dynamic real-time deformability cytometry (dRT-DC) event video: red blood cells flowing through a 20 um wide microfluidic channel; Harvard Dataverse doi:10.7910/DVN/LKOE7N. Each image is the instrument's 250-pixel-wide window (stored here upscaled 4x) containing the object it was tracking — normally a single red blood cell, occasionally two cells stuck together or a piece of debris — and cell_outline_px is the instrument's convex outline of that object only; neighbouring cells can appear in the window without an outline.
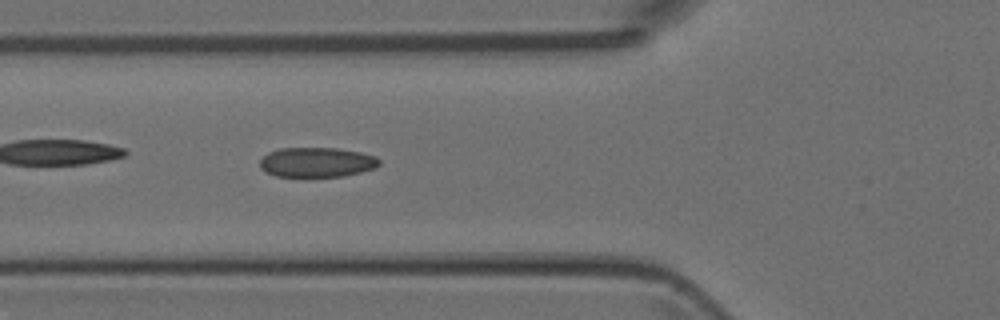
{"species": "Egyptian fruit bat (a non-hibernating species)", "species_latin": "Rousettus aegyptiacus", "temperature_condition": "room temperature", "stored_images_in_passage": 33, "camera_frame_rate_fps": 3000, "um_per_image_px": 0.085, "animal": {"sex": "female"}, "frame": {"image": 1, "passage_image": 6, "time_ms": 1.667, "image_size_px": [1000, 320], "cell_outline_px": [[380, 164], [376, 168], [344, 176], [276, 176], [264, 172], [260, 168], [260, 160], [268, 152], [280, 148], [336, 148], [360, 152], [376, 156], [380, 160]], "centroid_in_image_um": [26.93, 13.79], "position_along_channel_um": 98.9, "area_um2": 20.75}}
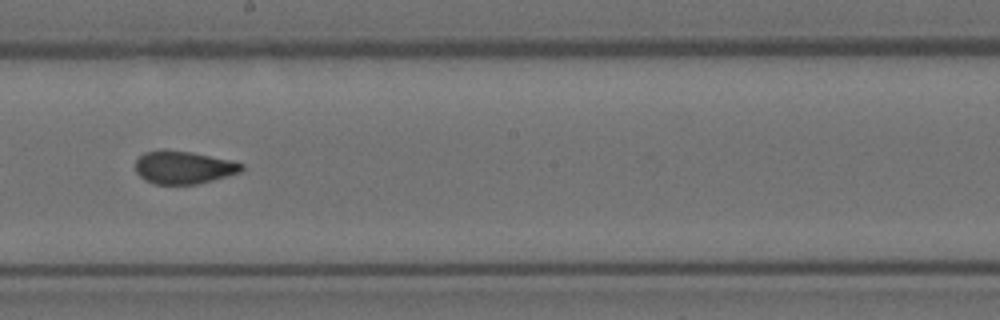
{"frame": {"image": 2, "passage_image": 16, "time_ms": 5.0, "image_size_px": [1000, 320], "cell_outline_px": [[244, 168], [240, 172], [212, 180], [196, 184], [152, 184], [144, 180], [136, 172], [136, 160], [144, 152], [164, 148], [192, 152], [232, 160], [244, 164]], "centroid_in_image_um": [15.58, 14.21], "position_along_channel_um": 232.6, "area_um2": 20.58}}
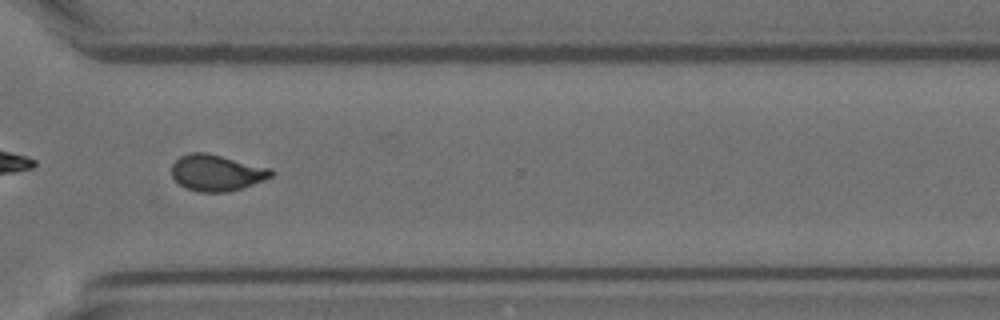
{"frame": {"image": 3, "passage_image": 25, "time_ms": 8.0, "image_size_px": [1000, 320], "cell_outline_px": [[276, 172], [272, 176], [264, 180], [228, 192], [200, 192], [188, 188], [180, 184], [172, 176], [172, 164], [180, 156], [192, 152], [204, 152], [272, 168]], "centroid_in_image_um": [18.44, 14.68], "position_along_channel_um": 352.2, "area_um2": 20.87}}